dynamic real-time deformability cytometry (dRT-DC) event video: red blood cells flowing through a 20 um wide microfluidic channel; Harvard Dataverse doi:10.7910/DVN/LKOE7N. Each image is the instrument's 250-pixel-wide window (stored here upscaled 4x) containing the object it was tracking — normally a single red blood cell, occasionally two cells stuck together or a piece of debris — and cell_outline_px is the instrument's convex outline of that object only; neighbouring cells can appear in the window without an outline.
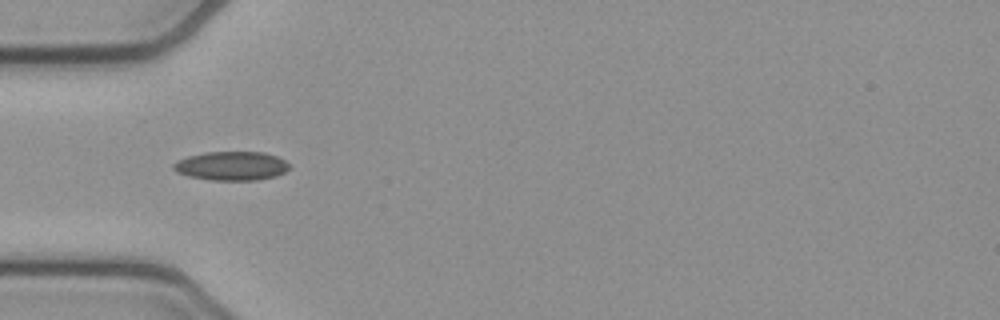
{"species": "common noctule bat (a hibernating species)", "species_latin": "Nyctalus noctula", "temperature_condition": "cold", "stored_images_in_passage": 10, "camera_frame_rate_fps": 3000, "um_per_image_px": 0.085, "animal": {"sex": "female", "body_mass_g": 21.9}, "frame": {"image": 1, "passage_image": 4, "time_ms": 1.0, "image_size_px": [1000, 320], "cell_outline_px": [[288, 168], [284, 172], [276, 176], [256, 180], [212, 180], [188, 176], [176, 172], [172, 168], [172, 164], [188, 156], [204, 152], [264, 152], [276, 156], [284, 160], [288, 164]], "centroid_in_image_um": [19.65, 14.1], "position_along_channel_um": 65.3, "area_um2": 19.42}}
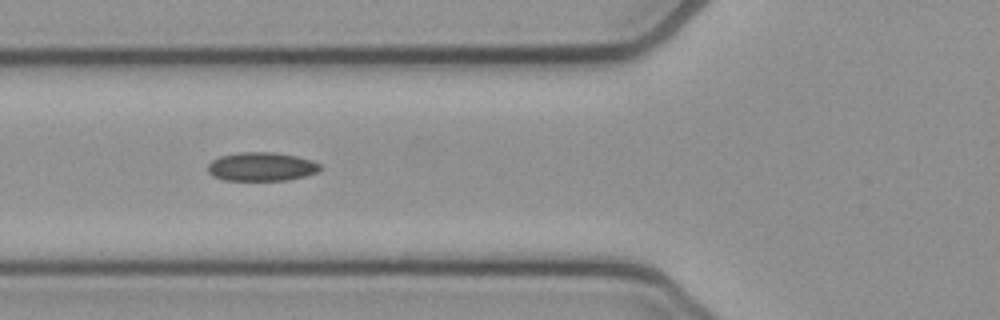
{"frame": {"image": 2, "passage_image": 7, "time_ms": 2.0, "image_size_px": [1000, 320], "cell_outline_px": [[320, 168], [316, 172], [304, 176], [284, 180], [224, 180], [212, 176], [208, 172], [208, 164], [212, 160], [220, 156], [240, 152], [272, 152], [296, 156], [312, 160], [320, 164]], "centroid_in_image_um": [22.19, 14.16], "position_along_channel_um": 103.6, "area_um2": 18.67}}